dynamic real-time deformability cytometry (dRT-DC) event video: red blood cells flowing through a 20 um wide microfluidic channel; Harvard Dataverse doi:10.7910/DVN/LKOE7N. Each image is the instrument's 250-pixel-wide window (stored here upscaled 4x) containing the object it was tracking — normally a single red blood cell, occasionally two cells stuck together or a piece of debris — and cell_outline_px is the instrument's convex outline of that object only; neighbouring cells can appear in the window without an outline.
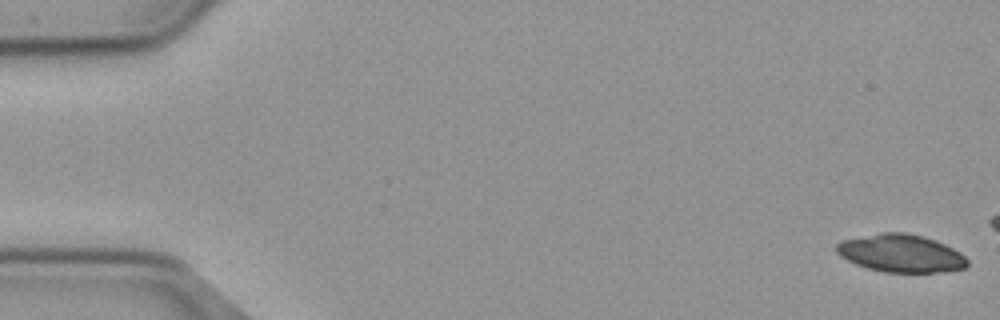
{"species": "common noctule bat (a hibernating species)", "species_latin": "Nyctalus noctula", "temperature_condition": "cold", "stored_images_in_passage": 12, "camera_frame_rate_fps": 3000, "um_per_image_px": 0.085, "animal": {"sex": "male", "body_mass_g": 23.1, "forearm_length_mm": 52.7}, "frame": {"image": 1, "passage_image": 1, "time_ms": 0.0, "image_size_px": [1000, 320], "cell_outline_px": [[968, 264], [964, 268], [948, 272], [884, 272], [868, 268], [856, 264], [840, 256], [836, 252], [836, 244], [840, 240], [880, 232], [904, 232], [924, 236], [936, 240], [960, 252], [968, 260]], "centroid_in_image_um": [76.57, 21.52], "position_along_channel_um": 8.4, "area_um2": 29.02}}